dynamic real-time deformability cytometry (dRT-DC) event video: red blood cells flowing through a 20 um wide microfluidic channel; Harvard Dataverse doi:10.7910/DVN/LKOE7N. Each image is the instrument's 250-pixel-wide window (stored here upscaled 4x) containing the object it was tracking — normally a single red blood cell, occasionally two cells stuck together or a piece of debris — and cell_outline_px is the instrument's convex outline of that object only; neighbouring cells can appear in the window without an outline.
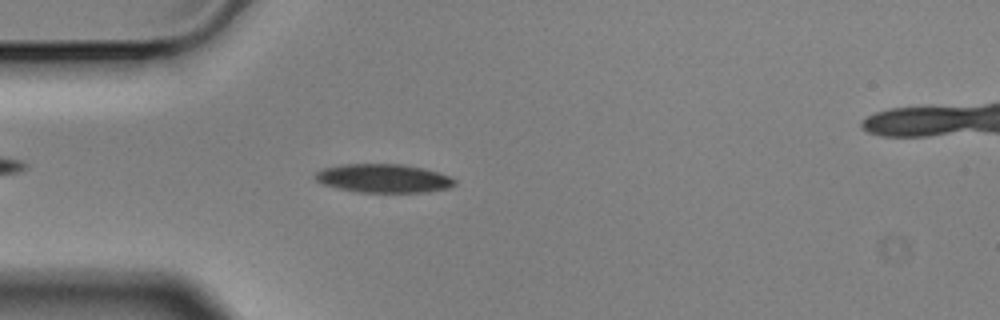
{"species": "Egyptian fruit bat (a non-hibernating species)", "species_latin": "Rousettus aegyptiacus", "temperature_condition": "cold", "stored_images_in_passage": 5, "camera_frame_rate_fps": 3000, "um_per_image_px": 0.085, "animal": {"sex": "male"}, "frame": {"image": 1, "passage_image": 4, "time_ms": 1.0, "image_size_px": [1000, 320], "cell_outline_px": [[456, 184], [448, 188], [428, 192], [356, 192], [336, 188], [324, 184], [316, 180], [312, 176], [316, 172], [324, 168], [340, 164], [404, 164], [424, 168], [452, 176], [456, 180]], "centroid_in_image_um": [32.61, 15.15], "position_along_channel_um": 52.4, "area_um2": 23.52}}